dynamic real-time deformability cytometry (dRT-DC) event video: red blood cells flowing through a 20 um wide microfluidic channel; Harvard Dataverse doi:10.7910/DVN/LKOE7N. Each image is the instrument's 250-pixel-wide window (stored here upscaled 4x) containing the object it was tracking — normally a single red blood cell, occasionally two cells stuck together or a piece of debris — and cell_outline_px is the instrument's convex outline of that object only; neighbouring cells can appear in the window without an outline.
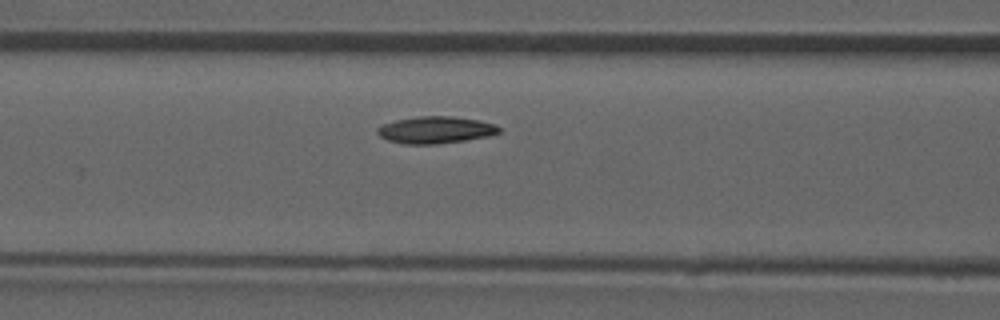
{"species": "common noctule bat (a hibernating species)", "species_latin": "Nyctalus noctula", "temperature_condition": "room temperature", "stored_images_in_passage": 35, "camera_frame_rate_fps": 3000, "um_per_image_px": 0.085, "animal": {"sex": "male", "forearm_length_mm": 52.5}, "frame": {"image": 1, "passage_image": 11, "time_ms": 3.333, "image_size_px": [1000, 320], "cell_outline_px": [[500, 132], [488, 136], [464, 140], [436, 144], [404, 144], [388, 140], [380, 136], [376, 132], [376, 128], [384, 124], [396, 120], [416, 116], [452, 116], [480, 120], [496, 124], [500, 128]], "centroid_in_image_um": [37.02, 11.03], "position_along_channel_um": 129.6, "area_um2": 19.13}, "authors_computed_cell_mechanics": {"area_um2": 18.5538, "velocity_mm_per_s": 3.912, "shape_relaxation_time_tau1_ms": 2.8994, "shape_relaxation_time_tau2_ms": 4.5726, "deformation_change_tau1": 0.0947, "deformation_change_tau2": 0.0866}}